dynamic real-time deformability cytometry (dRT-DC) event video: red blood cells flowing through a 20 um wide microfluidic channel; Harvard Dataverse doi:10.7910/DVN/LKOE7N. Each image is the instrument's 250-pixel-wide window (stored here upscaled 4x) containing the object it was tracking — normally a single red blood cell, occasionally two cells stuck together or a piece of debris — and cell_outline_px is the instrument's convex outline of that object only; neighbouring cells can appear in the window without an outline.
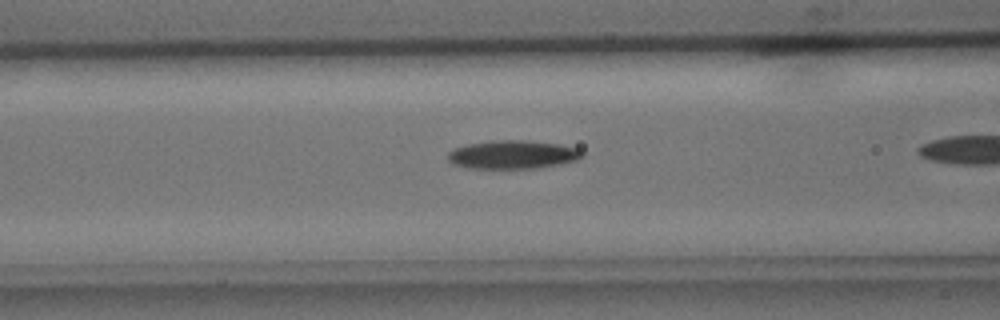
{"species": "common noctule bat (a hibernating species)", "species_latin": "Nyctalus noctula", "temperature_condition": "cold", "stored_images_in_passage": 23, "camera_frame_rate_fps": 3000, "um_per_image_px": 0.085, "animal": {"sex": "male", "body_mass_g": 15.6}, "frame": {"image": 1, "passage_image": 4, "time_ms": 1.0, "image_size_px": [1000, 320], "cell_outline_px": [[584, 156], [576, 160], [560, 164], [536, 168], [468, 168], [452, 164], [448, 160], [448, 152], [456, 148], [468, 144], [492, 140], [528, 140], [560, 144], [580, 148], [584, 152]], "centroid_in_image_um": [43.62, 13.13], "position_along_channel_um": 123.0, "area_um2": 22.43}}
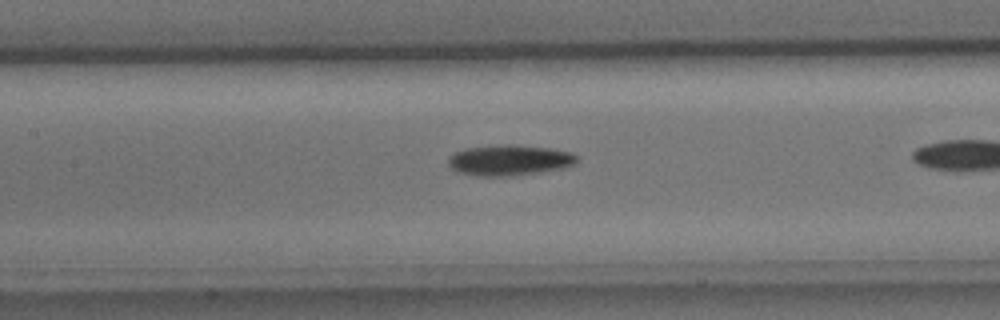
{"frame": {"image": 2, "passage_image": 7, "time_ms": 2.0, "image_size_px": [1000, 320], "cell_outline_px": [[580, 160], [576, 164], [568, 168], [512, 176], [476, 176], [456, 172], [448, 164], [448, 156], [456, 152], [468, 148], [504, 144], [512, 144], [552, 148], [572, 152], [580, 156]], "centroid_in_image_um": [43.38, 13.62], "position_along_channel_um": 164.0, "area_um2": 23.52}}
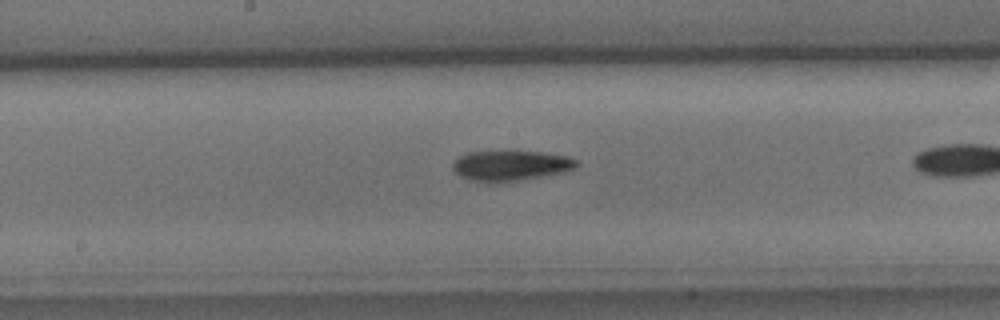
{"frame": {"image": 3, "passage_image": 10, "time_ms": 3.0, "image_size_px": [1000, 320], "cell_outline_px": [[580, 164], [576, 168], [564, 172], [520, 180], [492, 184], [468, 180], [460, 176], [452, 168], [452, 164], [460, 156], [468, 152], [544, 152], [568, 156], [576, 160]], "centroid_in_image_um": [43.41, 14.1], "position_along_channel_um": 204.8, "area_um2": 21.96}}